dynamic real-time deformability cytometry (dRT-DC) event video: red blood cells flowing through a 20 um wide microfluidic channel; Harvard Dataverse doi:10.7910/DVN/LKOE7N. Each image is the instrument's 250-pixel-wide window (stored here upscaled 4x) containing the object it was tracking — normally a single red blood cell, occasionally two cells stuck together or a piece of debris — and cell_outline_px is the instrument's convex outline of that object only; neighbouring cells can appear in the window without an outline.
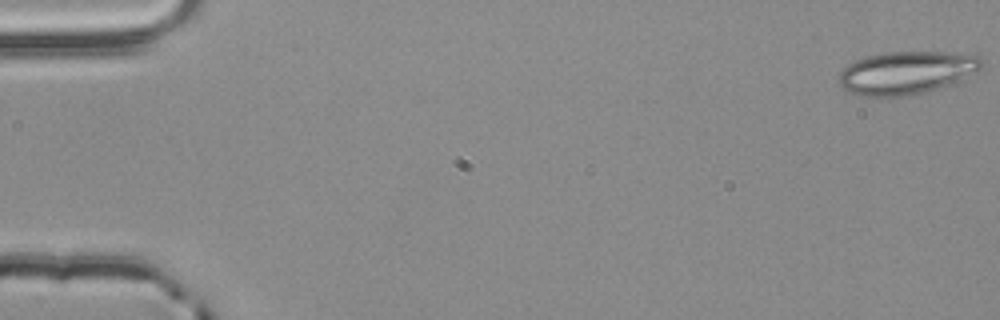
{"species": "common noctule bat (a hibernating species)", "species_latin": "Nyctalus noctula", "temperature_condition": "room temperature", "stored_images_in_passage": 54, "camera_frame_rate_fps": 3000, "um_per_image_px": 0.085, "animal": {"sex": "male", "body_mass_g": 20.4}, "frame": {"image": 1, "passage_image": 1, "time_ms": 0.0, "image_size_px": [1000, 320], "cell_outline_px": [[984, 68], [976, 72], [936, 88], [924, 92], [904, 96], [860, 96], [848, 92], [840, 84], [840, 72], [848, 64], [856, 60], [868, 56], [884, 52], [944, 52], [984, 56]], "centroid_in_image_um": [77.06, 6.16], "position_along_channel_um": 7.9, "area_um2": 35.37}}
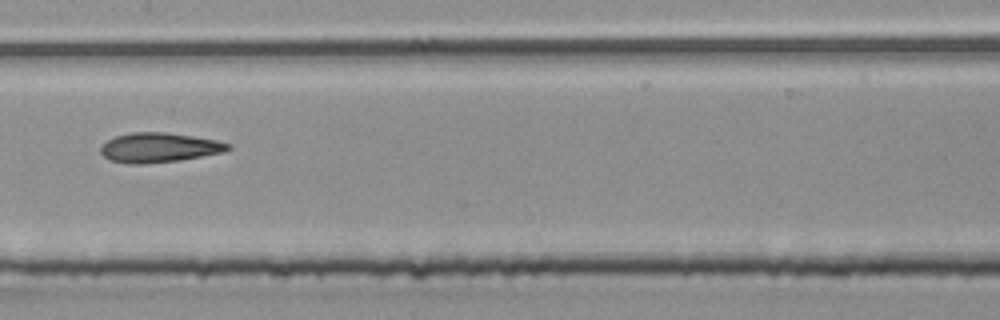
{"frame": {"image": 2, "passage_image": 28, "time_ms": 9.0, "image_size_px": [1000, 320], "cell_outline_px": [[232, 148], [224, 152], [180, 160], [144, 164], [128, 164], [108, 160], [100, 152], [100, 148], [108, 140], [116, 136], [132, 132], [164, 132], [192, 136], [216, 140], [232, 144]], "centroid_in_image_um": [13.53, 12.55], "position_along_channel_um": 193.9, "area_um2": 22.02}}
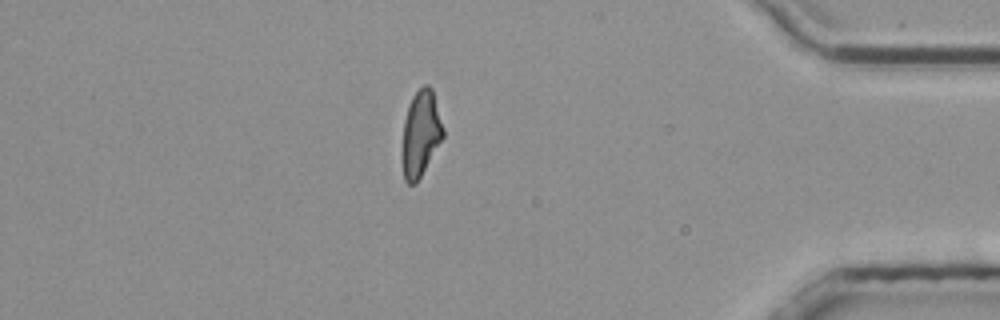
{"frame": {"image": 3, "passage_image": 47, "time_ms": 15.333, "image_size_px": [1000, 320], "cell_outline_px": [[444, 136], [416, 184], [408, 184], [404, 180], [400, 156], [400, 152], [404, 120], [408, 104], [412, 96], [424, 84], [428, 84], [432, 88], [444, 128]], "centroid_in_image_um": [35.72, 11.38], "position_along_channel_um": 399.5, "area_um2": 20.98}, "authors_computed_cell_mechanics": {"area_um2": 21.9062, "velocity_mm_per_s": 3.8595, "shape_relaxation_time_tau1_ms": null, "shape_relaxation_time_tau2_ms": 2.8719, "deformation_change_tau1": null, "deformation_change_tau2": 0.1283}}